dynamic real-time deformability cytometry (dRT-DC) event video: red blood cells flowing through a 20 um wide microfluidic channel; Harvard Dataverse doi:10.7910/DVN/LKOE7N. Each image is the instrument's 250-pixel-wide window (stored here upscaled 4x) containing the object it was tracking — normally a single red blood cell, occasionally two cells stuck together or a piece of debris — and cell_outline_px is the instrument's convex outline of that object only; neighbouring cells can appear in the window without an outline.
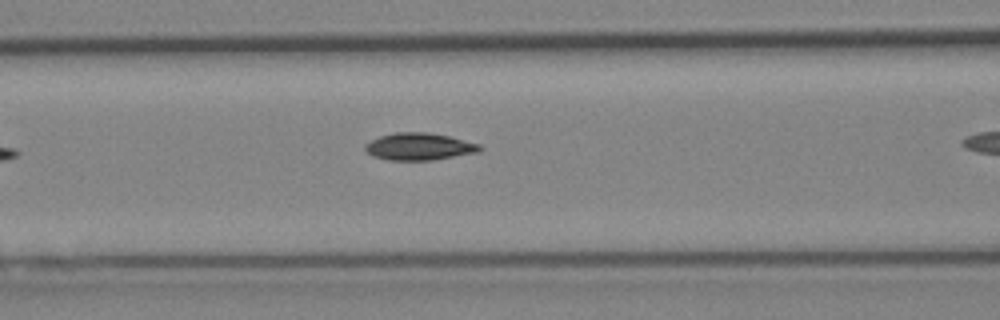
{"species": "Egyptian fruit bat (a non-hibernating species)", "species_latin": "Rousettus aegyptiacus", "temperature_condition": "cold", "stored_images_in_passage": 4, "segment_of_instrument_passage": [1, 2], "camera_frame_rate_fps": 3000, "um_per_image_px": 0.085, "animal": {"sex": "female"}, "frame": {"image": 1, "passage_image": 3, "time_ms": 0.667, "image_size_px": [1000, 320], "cell_outline_px": [[484, 148], [480, 152], [432, 160], [388, 160], [372, 156], [364, 148], [364, 144], [380, 136], [392, 132], [428, 132], [448, 136], [480, 144]], "centroid_in_image_um": [35.64, 12.46], "position_along_channel_um": 131.0, "area_um2": 18.26}}